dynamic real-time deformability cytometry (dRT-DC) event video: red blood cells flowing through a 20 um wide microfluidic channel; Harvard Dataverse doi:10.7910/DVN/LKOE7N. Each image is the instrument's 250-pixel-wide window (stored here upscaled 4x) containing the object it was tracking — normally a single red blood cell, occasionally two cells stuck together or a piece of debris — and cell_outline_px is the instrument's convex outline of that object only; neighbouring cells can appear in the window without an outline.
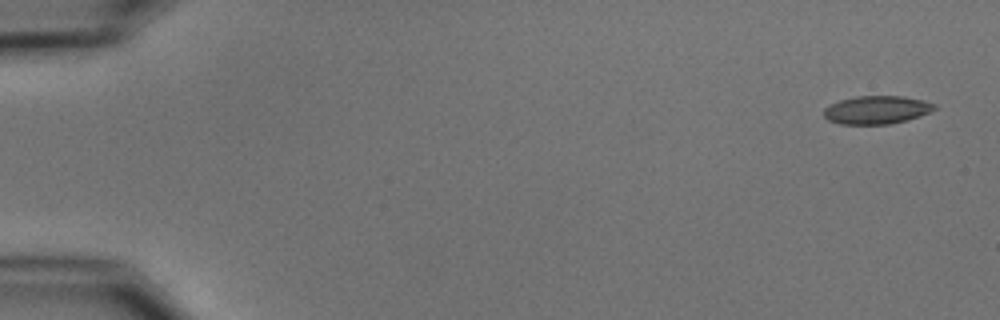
{"species": "common noctule bat (a hibernating species)", "species_latin": "Nyctalus noctula", "temperature_condition": "cold", "stored_images_in_passage": 5, "camera_frame_rate_fps": 3000, "um_per_image_px": 0.085, "animal": {"sex": "male", "body_mass_g": 15.6}, "frame": {"image": 1, "passage_image": 1, "time_ms": 0.0, "image_size_px": [1000, 320], "cell_outline_px": [[936, 108], [920, 116], [888, 124], [840, 124], [828, 120], [824, 116], [824, 108], [840, 100], [856, 96], [904, 96], [924, 100], [936, 104]], "centroid_in_image_um": [74.51, 9.33], "position_along_channel_um": 10.5, "area_um2": 18.03}}
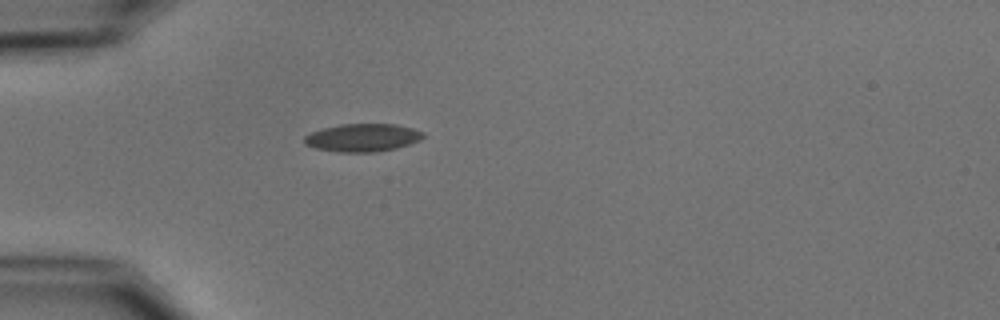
{"frame": {"image": 2, "passage_image": 5, "time_ms": 4.667, "image_size_px": [1000, 320], "cell_outline_px": [[424, 136], [420, 140], [396, 148], [376, 152], [340, 152], [316, 148], [304, 144], [304, 136], [312, 132], [324, 128], [340, 124], [396, 124], [412, 128], [424, 132]], "centroid_in_image_um": [30.83, 11.7], "position_along_channel_um": 54.2, "area_um2": 19.25}}